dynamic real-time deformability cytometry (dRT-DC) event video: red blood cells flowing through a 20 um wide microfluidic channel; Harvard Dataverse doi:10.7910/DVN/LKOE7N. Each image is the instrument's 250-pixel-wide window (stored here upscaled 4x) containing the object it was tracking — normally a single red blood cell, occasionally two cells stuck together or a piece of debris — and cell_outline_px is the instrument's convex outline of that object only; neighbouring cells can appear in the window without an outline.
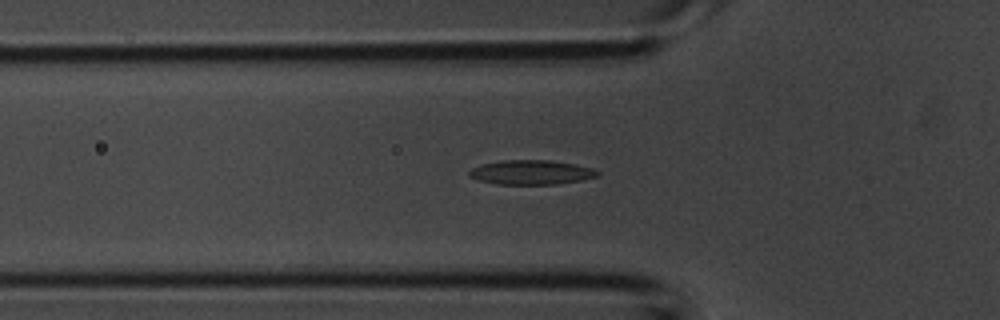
{"species": "common noctule bat (a hibernating species)", "species_latin": "Nyctalus noctula", "temperature_condition": "room temperature", "stored_images_in_passage": 36, "segment_of_instrument_passage": [1, 2], "camera_frame_rate_fps": 3000, "um_per_image_px": 0.085, "animal": {"sex": "male", "body_mass_g": 20.1, "forearm_length_mm": 53.5}, "frame": {"image": 1, "passage_image": 7, "time_ms": 2.0, "image_size_px": [1000, 320], "cell_outline_px": [[600, 176], [580, 180], [556, 184], [496, 184], [480, 180], [468, 176], [468, 172], [472, 168], [480, 164], [500, 160], [552, 160], [576, 164], [592, 168], [600, 172]], "centroid_in_image_um": [45.16, 14.64], "position_along_channel_um": 80.6, "area_um2": 18.38}}
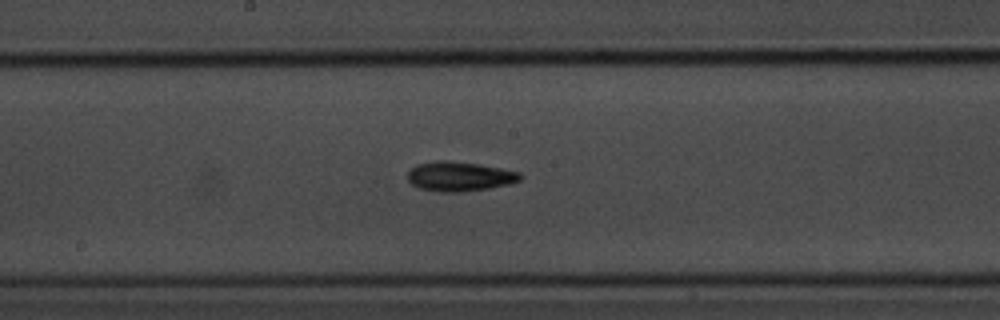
{"frame": {"image": 2, "passage_image": 15, "time_ms": 4.667, "image_size_px": [1000, 320], "cell_outline_px": [[524, 176], [520, 180], [512, 184], [488, 188], [460, 192], [440, 192], [420, 188], [412, 184], [408, 180], [408, 172], [416, 164], [436, 160], [444, 160], [480, 164], [520, 172]], "centroid_in_image_um": [39.08, 14.99], "position_along_channel_um": 209.1, "area_um2": 19.48}}
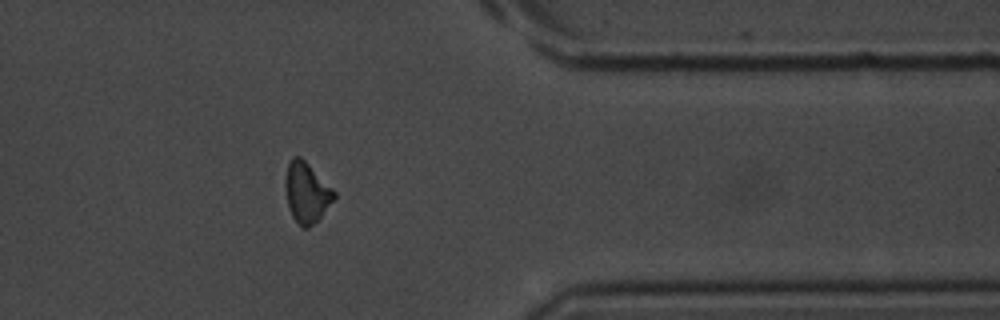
{"frame": {"image": 3, "passage_image": 27, "time_ms": 8.667, "image_size_px": [1000, 320], "cell_outline_px": [[336, 196], [320, 216], [308, 228], [304, 228], [292, 216], [288, 208], [284, 188], [284, 180], [288, 164], [292, 156], [300, 156], [336, 192]], "centroid_in_image_um": [26.02, 16.34], "position_along_channel_um": 385.4, "area_um2": 16.88}}